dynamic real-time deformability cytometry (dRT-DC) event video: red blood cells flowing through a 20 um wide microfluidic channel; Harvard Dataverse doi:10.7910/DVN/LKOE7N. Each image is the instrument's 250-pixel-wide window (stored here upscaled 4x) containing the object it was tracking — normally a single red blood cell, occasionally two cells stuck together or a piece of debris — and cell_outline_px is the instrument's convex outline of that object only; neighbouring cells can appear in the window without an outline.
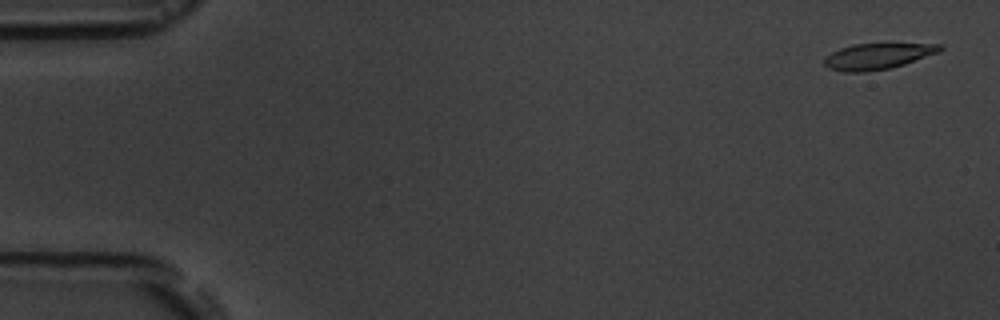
{"species": "common noctule bat (a hibernating species)", "species_latin": "Nyctalus noctula", "temperature_condition": "room temperature", "stored_images_in_passage": 5, "camera_frame_rate_fps": 3000, "um_per_image_px": 0.085, "animal": {"sex": "male", "body_mass_g": 19.5, "forearm_length_mm": 54.6}, "frame": {"image": 1, "passage_image": 1, "time_ms": 0.0, "image_size_px": [1000, 320], "cell_outline_px": [[944, 48], [940, 52], [904, 64], [888, 68], [864, 72], [844, 72], [828, 68], [824, 64], [824, 56], [840, 48], [852, 44], [940, 44]], "centroid_in_image_um": [74.57, 4.78], "position_along_channel_um": 10.4, "area_um2": 17.4}}
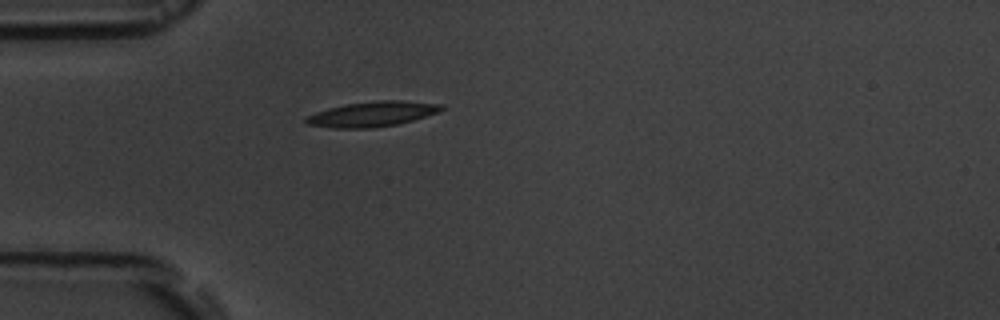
{"frame": {"image": 2, "passage_image": 5, "time_ms": 4.667, "image_size_px": [1000, 320], "cell_outline_px": [[444, 108], [436, 112], [412, 120], [396, 124], [372, 128], [332, 128], [308, 124], [304, 120], [304, 116], [328, 108], [344, 104], [380, 100], [400, 100], [444, 104]], "centroid_in_image_um": [31.59, 9.68], "position_along_channel_um": 53.4, "area_um2": 19.71}}